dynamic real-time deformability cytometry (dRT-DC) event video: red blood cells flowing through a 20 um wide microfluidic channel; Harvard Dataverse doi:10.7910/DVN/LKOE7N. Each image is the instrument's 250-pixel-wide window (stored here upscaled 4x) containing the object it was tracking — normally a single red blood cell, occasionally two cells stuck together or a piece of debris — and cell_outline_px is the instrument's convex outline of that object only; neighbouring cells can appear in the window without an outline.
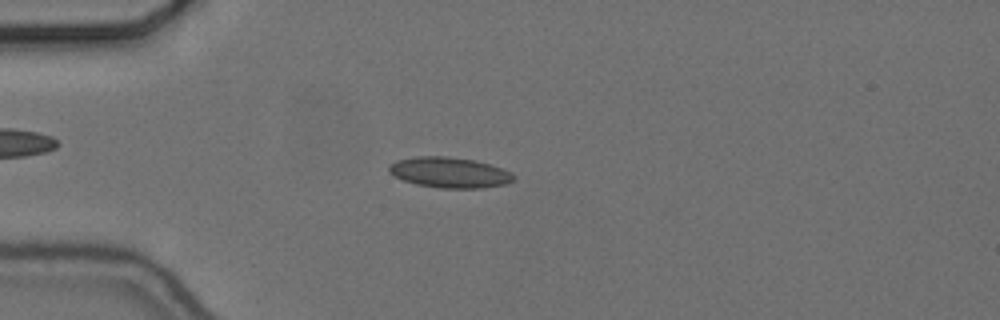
{"species": "common noctule bat (a hibernating species)", "species_latin": "Nyctalus noctula", "temperature_condition": "cold", "stored_images_in_passage": 55, "camera_frame_rate_fps": 3000, "um_per_image_px": 0.085, "animal": {"sex": "female", "body_mass_g": 24.6, "forearm_length_mm": 56.2}, "frame": {"image": 1, "passage_image": 14, "time_ms": 4.333, "image_size_px": [1000, 320], "cell_outline_px": [[516, 176], [512, 180], [504, 184], [484, 188], [440, 188], [416, 184], [404, 180], [388, 172], [388, 164], [396, 160], [416, 156], [448, 156], [472, 160], [488, 164], [512, 172]], "centroid_in_image_um": [38.18, 14.66], "position_along_channel_um": 46.8, "area_um2": 22.14}}
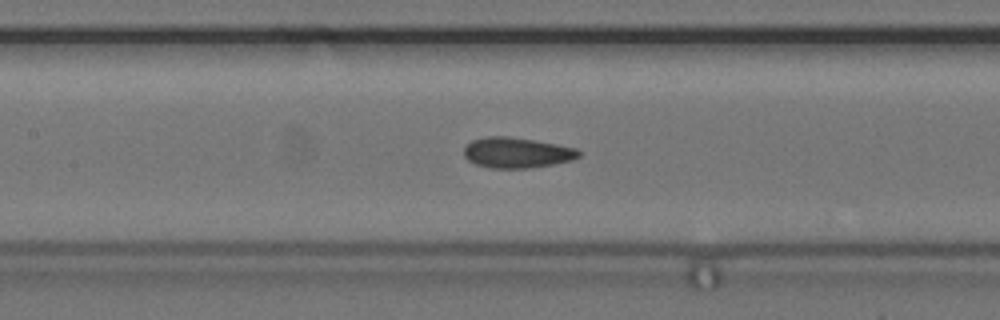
{"frame": {"image": 2, "passage_image": 25, "time_ms": 8.0, "image_size_px": [1000, 320], "cell_outline_px": [[580, 156], [572, 160], [552, 164], [528, 168], [488, 168], [476, 164], [468, 160], [464, 156], [464, 148], [472, 140], [488, 136], [508, 136], [556, 144], [576, 148], [580, 152]], "centroid_in_image_um": [43.91, 12.98], "position_along_channel_um": 163.5, "area_um2": 20.29}}
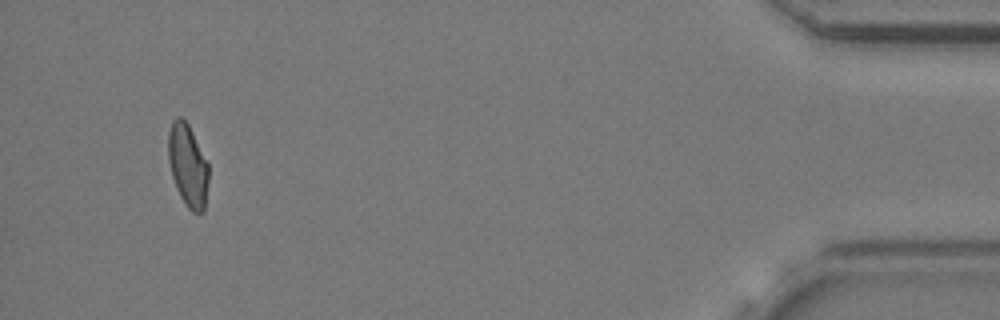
{"frame": {"image": 3, "passage_image": 52, "time_ms": 17.0, "image_size_px": [1000, 320], "cell_outline_px": [[208, 180], [204, 212], [192, 212], [188, 208], [180, 196], [176, 188], [172, 176], [168, 160], [168, 132], [172, 120], [176, 116], [180, 116], [188, 124], [208, 164]], "centroid_in_image_um": [15.94, 14.05], "position_along_channel_um": 419.3, "area_um2": 19.31}, "authors_computed_cell_mechanics": {"area_um2": 20.23, "velocity_mm_per_s": 3.6763, "shape_relaxation_time_tau1_ms": null, "shape_relaxation_time_tau2_ms": 2.0187, "deformation_change_tau1": null, "deformation_change_tau2": 0.0896}}